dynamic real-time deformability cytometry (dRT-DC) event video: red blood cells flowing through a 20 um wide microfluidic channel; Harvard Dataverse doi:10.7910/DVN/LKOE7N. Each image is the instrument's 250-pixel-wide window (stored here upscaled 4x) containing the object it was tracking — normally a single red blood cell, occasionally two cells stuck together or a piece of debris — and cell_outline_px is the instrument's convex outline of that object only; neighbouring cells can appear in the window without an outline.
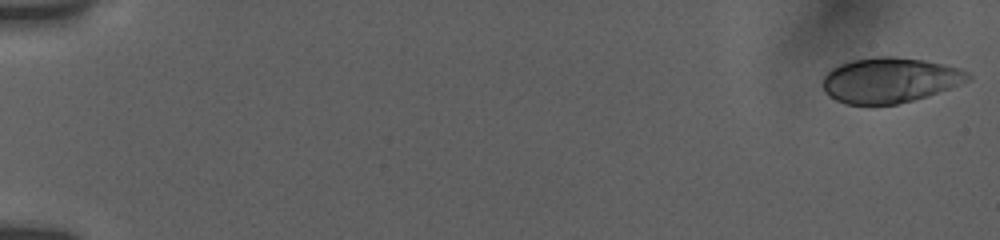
{"species": "human", "species_latin": "Homo sapiens", "temperature_condition": "room temperature", "stored_images_in_passage": 10, "camera_frame_rate_fps": 3000, "um_per_image_px": 0.085, "donor": {"sex": "female"}, "frame": {"image": 1, "passage_image": 1, "time_ms": 0.0, "image_size_px": [1000, 240], "cell_outline_px": [[972, 76], [968, 80], [952, 88], [928, 96], [896, 104], [848, 104], [836, 100], [828, 96], [824, 92], [824, 76], [832, 68], [840, 64], [852, 60], [876, 56], [892, 56], [924, 60], [944, 64], [960, 68], [968, 72]], "centroid_in_image_um": [75.65, 6.81], "position_along_channel_um": 9.3, "area_um2": 38.26}}
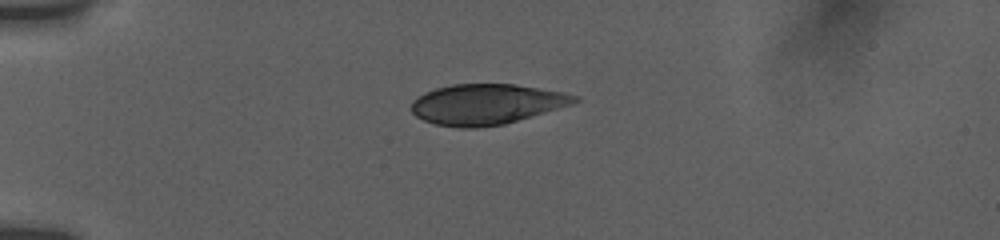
{"frame": {"image": 2, "passage_image": 7, "time_ms": 4.667, "image_size_px": [1000, 240], "cell_outline_px": [[580, 100], [572, 104], [504, 124], [476, 128], [460, 128], [436, 124], [424, 120], [416, 116], [408, 108], [412, 100], [416, 96], [424, 92], [436, 88], [452, 84], [512, 84], [560, 92], [580, 96]], "centroid_in_image_um": [41.28, 8.86], "position_along_channel_um": 43.7, "area_um2": 38.38}}
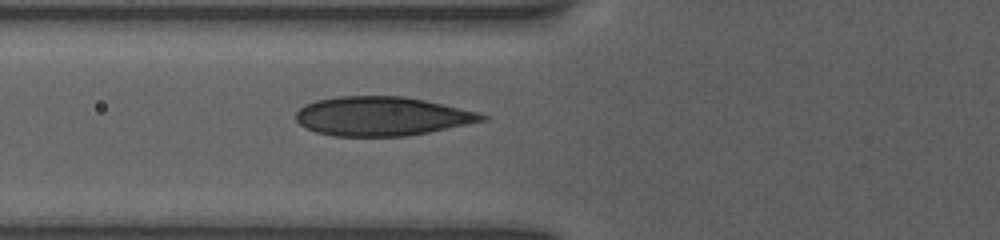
{"frame": {"image": 3, "passage_image": 10, "time_ms": 7.0, "image_size_px": [1000, 240], "cell_outline_px": [[488, 120], [428, 132], [404, 136], [332, 136], [316, 132], [300, 124], [296, 120], [296, 112], [304, 104], [316, 100], [336, 96], [404, 96], [424, 100], [480, 112], [488, 116]], "centroid_in_image_um": [32.46, 9.87], "position_along_channel_um": 93.3, "area_um2": 42.37}}